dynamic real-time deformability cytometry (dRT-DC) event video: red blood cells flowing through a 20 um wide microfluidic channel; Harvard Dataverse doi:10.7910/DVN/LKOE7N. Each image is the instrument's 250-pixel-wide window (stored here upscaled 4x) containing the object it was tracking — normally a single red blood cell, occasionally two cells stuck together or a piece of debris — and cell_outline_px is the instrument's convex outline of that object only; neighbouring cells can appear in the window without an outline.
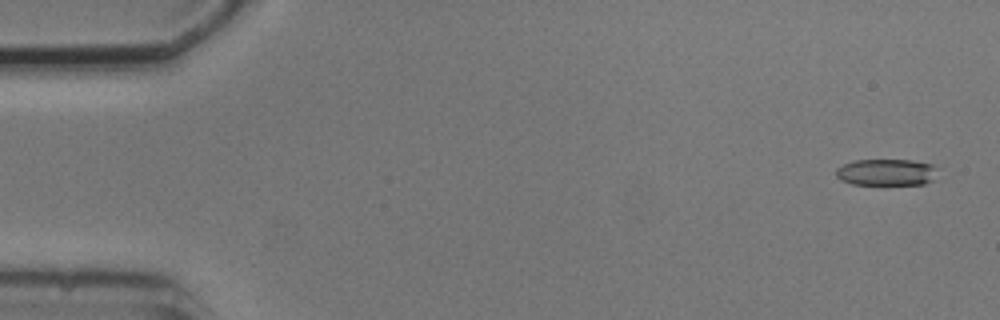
{"species": "common noctule bat (a hibernating species)", "species_latin": "Nyctalus noctula", "temperature_condition": "cold", "stored_images_in_passage": 6, "camera_frame_rate_fps": 3000, "um_per_image_px": 0.085, "animal": {"sex": "male", "body_mass_g": 20.5, "forearm_length_mm": 52.5}, "frame": {"image": 1, "passage_image": 1, "time_ms": 0.0, "image_size_px": [1000, 320], "cell_outline_px": [[940, 168], [932, 180], [924, 184], [852, 184], [840, 180], [836, 176], [836, 168], [852, 160], [912, 160], [932, 164]], "centroid_in_image_um": [75.36, 14.63], "position_along_channel_um": 9.6, "area_um2": 15.9}}
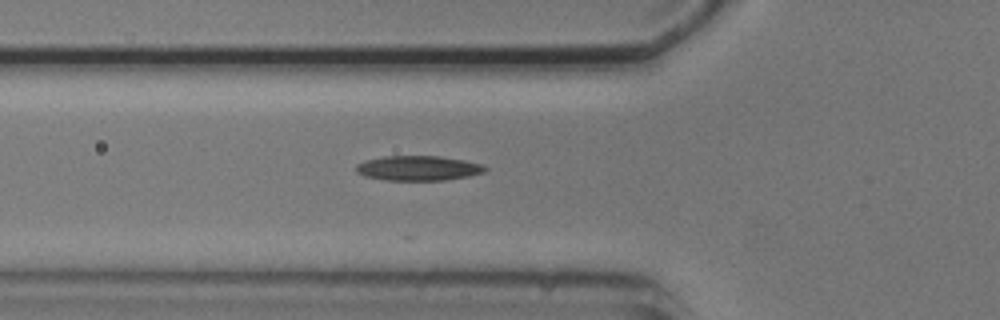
{"frame": {"image": 2, "passage_image": 6, "time_ms": 5.667, "image_size_px": [1000, 320], "cell_outline_px": [[488, 168], [484, 172], [468, 176], [444, 180], [384, 180], [364, 176], [356, 172], [356, 164], [364, 160], [384, 156], [440, 156], [464, 160], [480, 164]], "centroid_in_image_um": [35.51, 14.29], "position_along_channel_um": 90.3, "area_um2": 18.67}}